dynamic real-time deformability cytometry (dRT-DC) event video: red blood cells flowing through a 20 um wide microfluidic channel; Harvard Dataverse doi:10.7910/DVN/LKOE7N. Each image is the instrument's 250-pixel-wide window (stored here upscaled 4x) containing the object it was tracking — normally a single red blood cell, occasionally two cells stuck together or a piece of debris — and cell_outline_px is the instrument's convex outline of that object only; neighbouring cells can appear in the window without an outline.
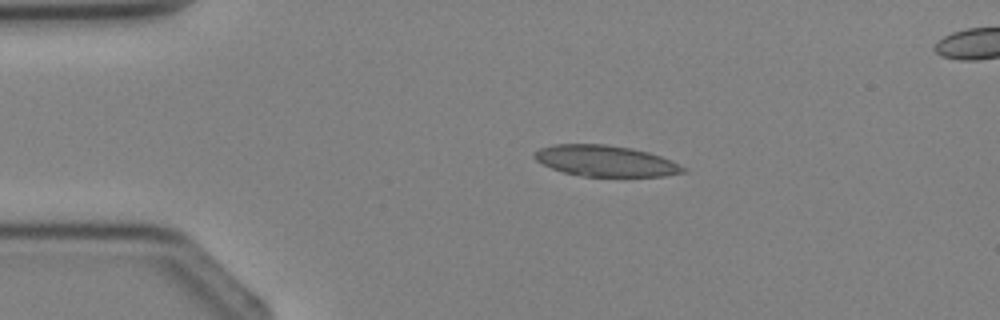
{"species": "Egyptian fruit bat (a non-hibernating species)", "species_latin": "Rousettus aegyptiacus", "temperature_condition": "cold", "stored_images_in_passage": 4, "segment_of_instrument_passage": [1, 2], "camera_frame_rate_fps": 3000, "um_per_image_px": 0.085, "animal": {"sex": "female"}, "frame": {"image": 1, "passage_image": 2, "time_ms": 1.333, "image_size_px": [1000, 320], "cell_outline_px": [[688, 172], [664, 176], [584, 176], [564, 172], [552, 168], [536, 160], [532, 156], [540, 148], [552, 144], [608, 144], [632, 148], [648, 152], [672, 160], [688, 168]], "centroid_in_image_um": [51.52, 13.67], "position_along_channel_um": 33.5, "area_um2": 26.93}}